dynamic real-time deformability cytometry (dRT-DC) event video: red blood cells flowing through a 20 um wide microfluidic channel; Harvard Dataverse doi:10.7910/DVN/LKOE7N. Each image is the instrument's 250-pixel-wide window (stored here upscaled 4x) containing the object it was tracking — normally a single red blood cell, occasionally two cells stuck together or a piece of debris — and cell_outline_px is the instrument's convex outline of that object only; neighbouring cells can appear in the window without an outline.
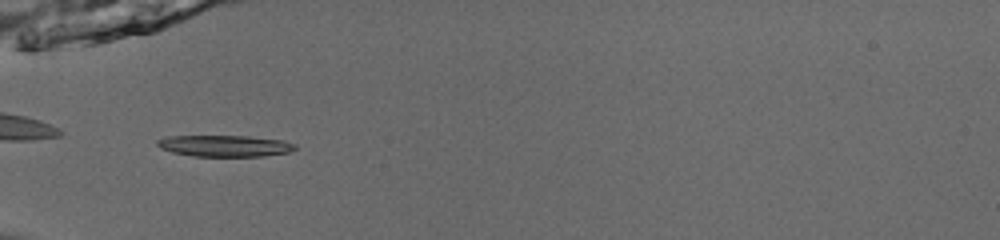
{"species": "common noctule bat (a hibernating species)", "species_latin": "Nyctalus noctula", "temperature_condition": "room temperature", "stored_images_in_passage": 35, "camera_frame_rate_fps": 3000, "um_per_image_px": 0.085, "animal": {"sex": "male", "body_mass_g": 13.0, "forearm_length_mm": 53.1}, "frame": {"image": 1, "passage_image": 1, "time_ms": 0.0, "image_size_px": [1000, 240], "cell_outline_px": [[296, 148], [288, 152], [264, 156], [192, 156], [172, 152], [160, 148], [156, 144], [156, 140], [168, 136], [248, 136], [284, 140], [296, 144]], "centroid_in_image_um": [19.1, 12.39], "position_along_channel_um": 65.9, "area_um2": 17.22}}
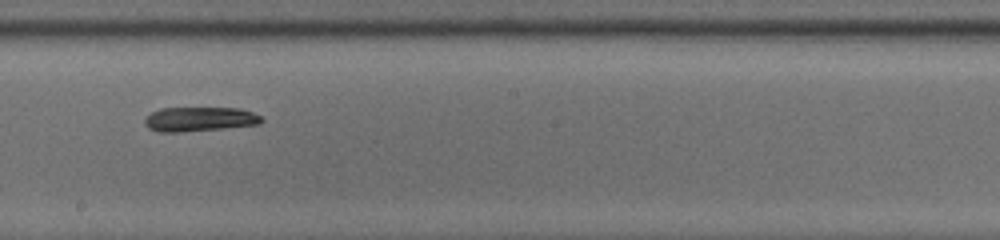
{"frame": {"image": 2, "passage_image": 14, "time_ms": 4.333, "image_size_px": [1000, 240], "cell_outline_px": [[264, 120], [260, 124], [224, 128], [180, 132], [160, 132], [148, 128], [144, 124], [144, 120], [152, 112], [160, 108], [240, 108], [252, 112], [260, 116]], "centroid_in_image_um": [16.96, 10.13], "position_along_channel_um": 231.2, "area_um2": 16.59}}
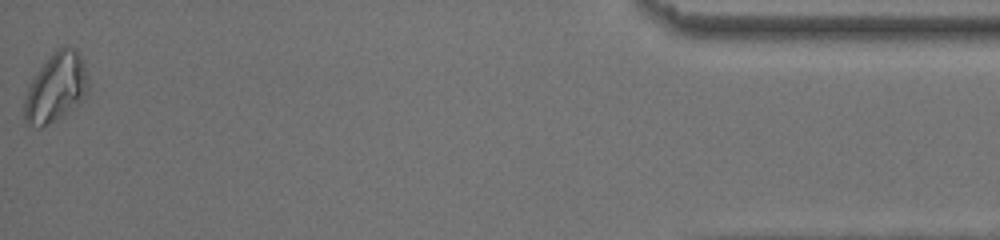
{"frame": {"image": 3, "passage_image": 35, "time_ms": 11.333, "image_size_px": [1000, 240], "cell_outline_px": [[88, 92], [84, 100], [76, 108], [64, 116], [44, 128], [36, 128], [28, 124], [24, 120], [24, 100], [28, 84], [52, 52], [56, 48], [64, 44], [76, 48], [84, 60], [88, 80]], "centroid_in_image_um": [4.78, 7.46], "position_along_channel_um": 430.4, "area_um2": 26.65}, "authors_computed_cell_mechanics": {"area_um2": 16.9932, "velocity_mm_per_s": 3.8823, "shape_relaxation_time_tau1_ms": 5.9671, "shape_relaxation_time_tau2_ms": 9.4185, "deformation_change_tau1": 0.1899, "deformation_change_tau2": 0.0955}}